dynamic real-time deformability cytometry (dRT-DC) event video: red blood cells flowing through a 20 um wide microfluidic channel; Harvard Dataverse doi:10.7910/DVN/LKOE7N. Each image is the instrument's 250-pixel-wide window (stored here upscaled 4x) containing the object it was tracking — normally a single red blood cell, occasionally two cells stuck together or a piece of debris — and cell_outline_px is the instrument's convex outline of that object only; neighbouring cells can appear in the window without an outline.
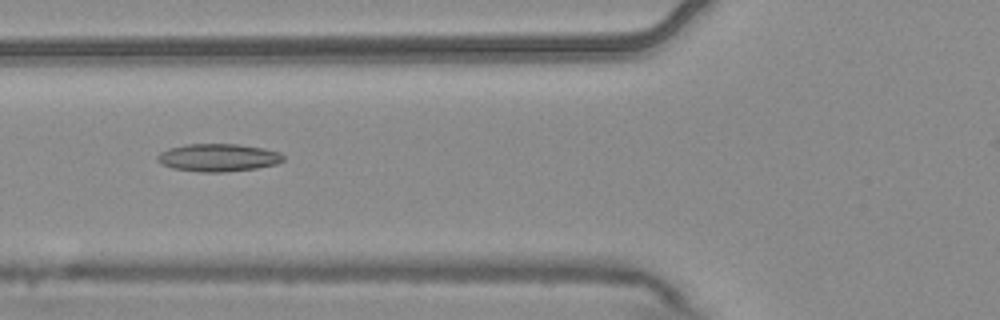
{"species": "common noctule bat (a hibernating species)", "species_latin": "Nyctalus noctula", "temperature_condition": "warm", "stored_images_in_passage": 4, "camera_frame_rate_fps": 3000, "um_per_image_px": 0.085, "animal": {"sex": "male", "body_mass_g": 20.4}, "frame": {"image": 1, "passage_image": 2, "time_ms": 0.333, "image_size_px": [1000, 320], "cell_outline_px": [[284, 160], [276, 164], [256, 168], [224, 172], [200, 172], [172, 168], [156, 160], [156, 156], [160, 152], [168, 148], [188, 144], [236, 144], [264, 148], [280, 152], [284, 156]], "centroid_in_image_um": [18.55, 13.39], "position_along_channel_um": 107.3, "area_um2": 20.35}}
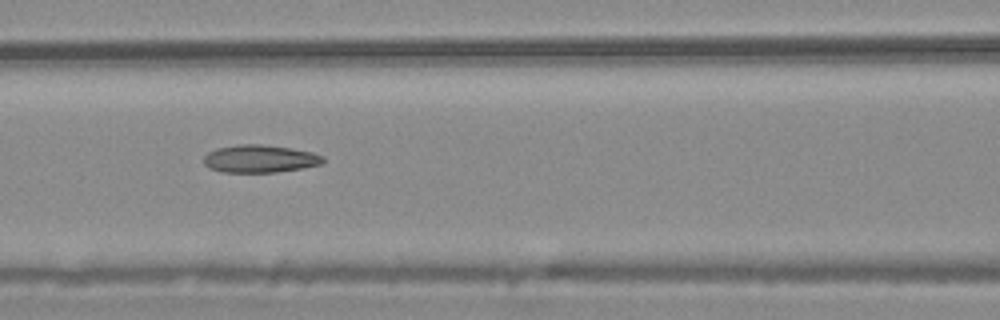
{"frame": {"image": 2, "passage_image": 3, "time_ms": 0.667, "image_size_px": [1000, 320], "cell_outline_px": [[324, 160], [320, 164], [300, 168], [276, 172], [224, 172], [208, 168], [204, 164], [204, 156], [208, 152], [216, 148], [236, 144], [260, 144], [292, 148], [312, 152], [324, 156]], "centroid_in_image_um": [22.05, 13.48], "position_along_channel_um": 144.5, "area_um2": 19.25}}
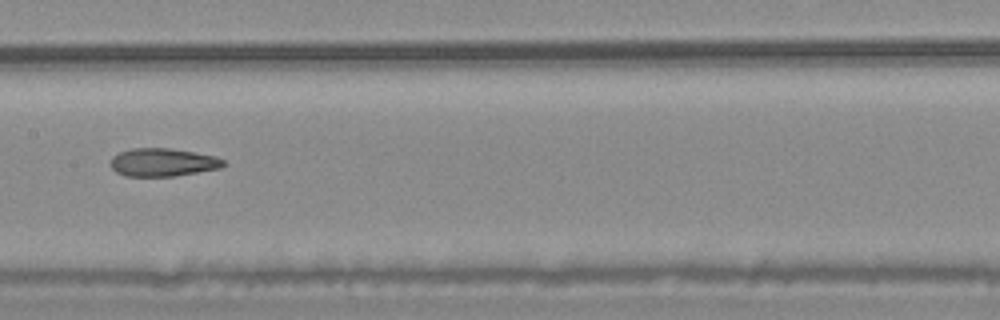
{"frame": {"image": 3, "passage_image": 4, "time_ms": 1.0, "image_size_px": [1000, 320], "cell_outline_px": [[228, 164], [220, 168], [176, 176], [124, 176], [116, 172], [112, 168], [112, 156], [120, 152], [132, 148], [168, 148], [216, 156], [224, 160]], "centroid_in_image_um": [13.86, 13.8], "position_along_channel_um": 193.5, "area_um2": 18.44}}